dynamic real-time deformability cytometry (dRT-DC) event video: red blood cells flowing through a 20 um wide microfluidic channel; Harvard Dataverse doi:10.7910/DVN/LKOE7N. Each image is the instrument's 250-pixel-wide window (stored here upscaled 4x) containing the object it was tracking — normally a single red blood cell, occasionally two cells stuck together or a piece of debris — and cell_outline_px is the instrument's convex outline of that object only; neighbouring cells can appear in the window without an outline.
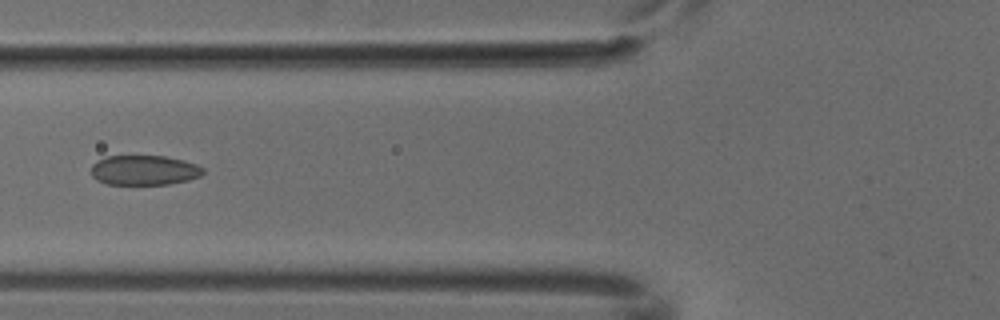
{"species": "common noctule bat (a hibernating species)", "species_latin": "Nyctalus noctula", "temperature_condition": "cold", "stored_images_in_passage": 6, "camera_frame_rate_fps": 3000, "um_per_image_px": 0.085, "animal": {"sex": "male", "body_mass_g": 18.8}, "frame": {"image": 1, "passage_image": 5, "time_ms": 1.333, "image_size_px": [1000, 320], "cell_outline_px": [[204, 172], [200, 176], [188, 180], [168, 184], [108, 184], [96, 180], [92, 176], [92, 164], [96, 160], [104, 156], [164, 156], [184, 160], [196, 164], [204, 168]], "centroid_in_image_um": [12.24, 14.46], "position_along_channel_um": 113.6, "area_um2": 19.54}}
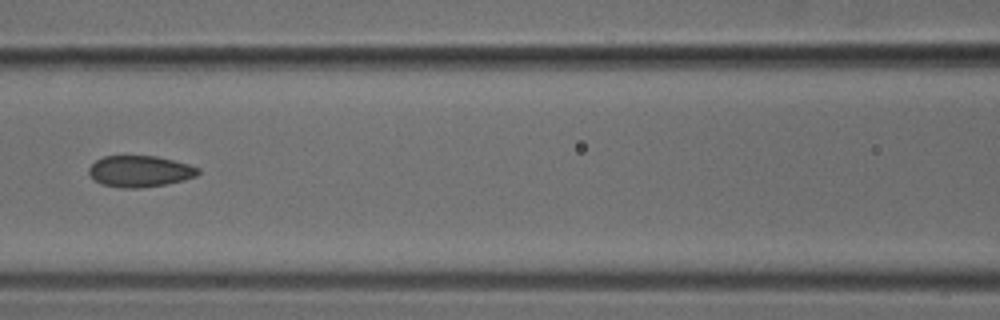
{"frame": {"image": 2, "passage_image": 6, "time_ms": 1.667, "image_size_px": [1000, 320], "cell_outline_px": [[200, 172], [196, 176], [184, 180], [164, 184], [140, 188], [124, 188], [100, 184], [88, 172], [88, 168], [96, 160], [104, 156], [156, 156], [188, 164], [200, 168]], "centroid_in_image_um": [11.89, 14.56], "position_along_channel_um": 154.7, "area_um2": 19.83}}